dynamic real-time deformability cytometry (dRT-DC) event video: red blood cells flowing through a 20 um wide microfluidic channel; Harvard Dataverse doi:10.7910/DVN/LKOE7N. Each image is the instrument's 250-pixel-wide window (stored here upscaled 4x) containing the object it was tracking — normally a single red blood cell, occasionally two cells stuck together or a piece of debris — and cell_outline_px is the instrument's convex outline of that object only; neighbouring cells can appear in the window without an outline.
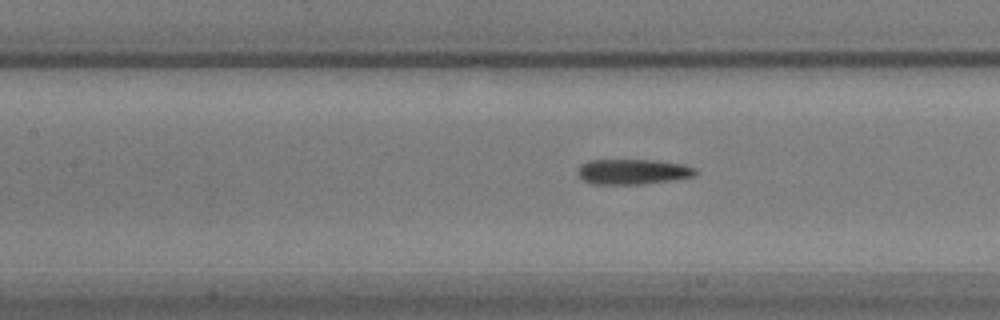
{"species": "common noctule bat (a hibernating species)", "species_latin": "Nyctalus noctula", "temperature_condition": "warm", "stored_images_in_passage": 18, "camera_frame_rate_fps": 3000, "um_per_image_px": 0.085, "animal": {"sex": "male", "body_mass_g": 17.9}, "frame": {"image": 1, "passage_image": 13, "time_ms": 4.0, "image_size_px": [1000, 320], "cell_outline_px": [[696, 172], [692, 176], [668, 180], [640, 184], [592, 184], [584, 180], [580, 176], [580, 164], [588, 160], [656, 160], [684, 164], [696, 168]], "centroid_in_image_um": [53.78, 14.58], "position_along_channel_um": 153.6, "area_um2": 17.05}}